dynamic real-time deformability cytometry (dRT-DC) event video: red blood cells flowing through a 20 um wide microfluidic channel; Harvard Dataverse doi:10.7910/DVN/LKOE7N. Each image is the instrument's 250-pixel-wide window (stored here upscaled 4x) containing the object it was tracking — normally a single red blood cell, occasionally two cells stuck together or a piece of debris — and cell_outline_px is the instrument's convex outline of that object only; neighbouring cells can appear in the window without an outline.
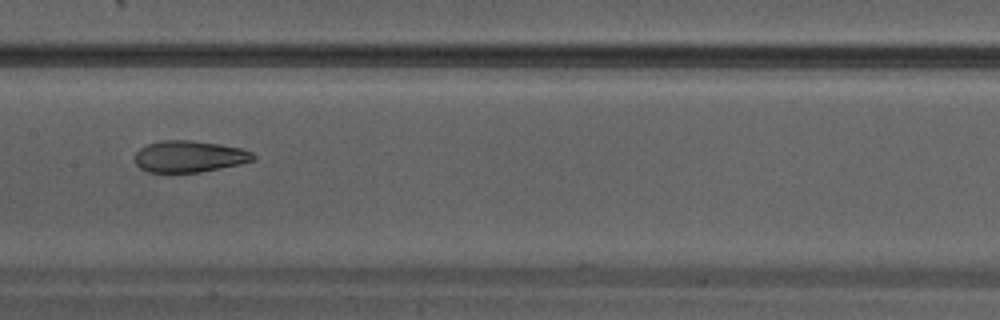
{"species": "Egyptian fruit bat (a non-hibernating species)", "species_latin": "Rousettus aegyptiacus", "temperature_condition": "warm", "stored_images_in_passage": 30, "camera_frame_rate_fps": 3000, "um_per_image_px": 0.085, "animal": {"sex": "male"}, "frame": {"image": 1, "passage_image": 13, "time_ms": 4.0, "image_size_px": [1000, 320], "cell_outline_px": [[256, 160], [240, 164], [200, 172], [148, 172], [140, 168], [136, 164], [136, 152], [140, 148], [148, 144], [164, 140], [192, 140], [220, 144], [240, 148], [252, 152], [256, 156]], "centroid_in_image_um": [16.12, 13.3], "position_along_channel_um": 191.3, "area_um2": 21.73}}